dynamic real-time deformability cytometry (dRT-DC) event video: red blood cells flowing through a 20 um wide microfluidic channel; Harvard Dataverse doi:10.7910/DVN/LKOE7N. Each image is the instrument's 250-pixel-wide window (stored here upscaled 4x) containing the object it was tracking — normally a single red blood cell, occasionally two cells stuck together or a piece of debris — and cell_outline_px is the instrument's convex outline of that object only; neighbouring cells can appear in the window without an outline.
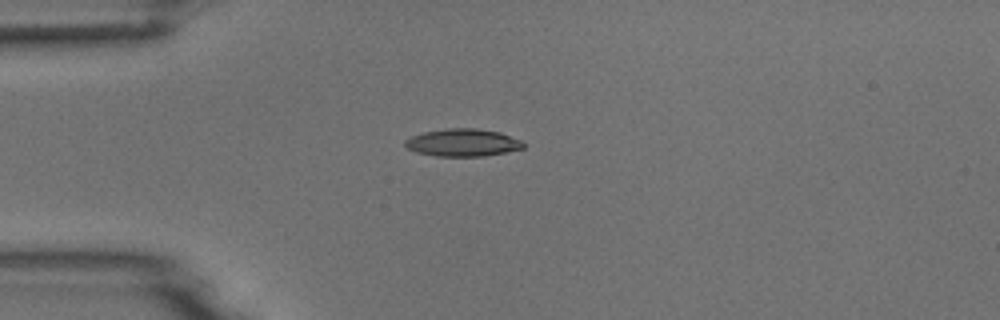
{"species": "common noctule bat (a hibernating species)", "species_latin": "Nyctalus noctula", "temperature_condition": "room temperature", "stored_images_in_passage": 3, "camera_frame_rate_fps": 3000, "um_per_image_px": 0.085, "animal": {"sex": "male", "body_mass_g": 18.8}, "frame": {"image": 1, "passage_image": 1, "time_ms": 0.0, "image_size_px": [1000, 320], "cell_outline_px": [[524, 148], [484, 156], [436, 156], [416, 152], [408, 148], [404, 144], [404, 140], [412, 136], [424, 132], [448, 128], [476, 128], [500, 132], [524, 140]], "centroid_in_image_um": [39.36, 12.11], "position_along_channel_um": 45.6, "area_um2": 19.02}}